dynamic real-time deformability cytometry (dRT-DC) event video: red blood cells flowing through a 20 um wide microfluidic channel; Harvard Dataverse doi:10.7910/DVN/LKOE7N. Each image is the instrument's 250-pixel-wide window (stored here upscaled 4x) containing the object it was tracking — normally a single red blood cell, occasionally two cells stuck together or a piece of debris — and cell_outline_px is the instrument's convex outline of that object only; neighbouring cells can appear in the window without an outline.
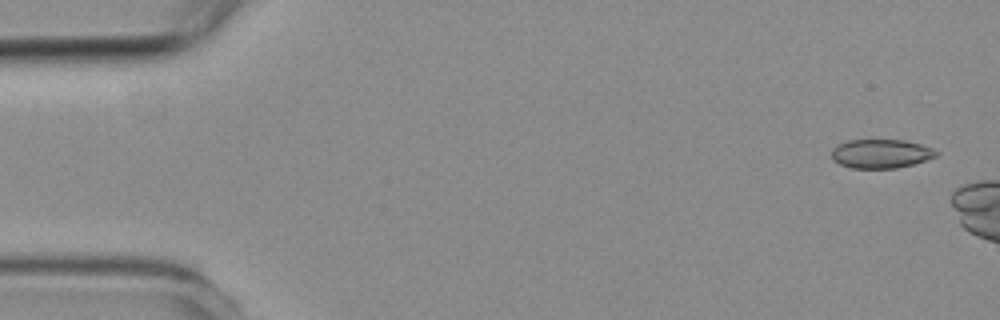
{"species": "common noctule bat (a hibernating species)", "species_latin": "Nyctalus noctula", "temperature_condition": "room temperature", "stored_images_in_passage": 3, "camera_frame_rate_fps": 3000, "um_per_image_px": 0.085, "animal": {"sex": "female", "body_mass_g": 19.3, "forearm_length_mm": 54.1}, "frame": {"image": 1, "passage_image": 1, "time_ms": 0.0, "image_size_px": [1000, 320], "cell_outline_px": [[940, 152], [936, 156], [912, 164], [896, 168], [852, 168], [840, 164], [832, 160], [832, 148], [836, 144], [848, 140], [904, 140], [920, 144], [932, 148]], "centroid_in_image_um": [74.85, 13.05], "position_along_channel_um": 10.2, "area_um2": 17.63}}